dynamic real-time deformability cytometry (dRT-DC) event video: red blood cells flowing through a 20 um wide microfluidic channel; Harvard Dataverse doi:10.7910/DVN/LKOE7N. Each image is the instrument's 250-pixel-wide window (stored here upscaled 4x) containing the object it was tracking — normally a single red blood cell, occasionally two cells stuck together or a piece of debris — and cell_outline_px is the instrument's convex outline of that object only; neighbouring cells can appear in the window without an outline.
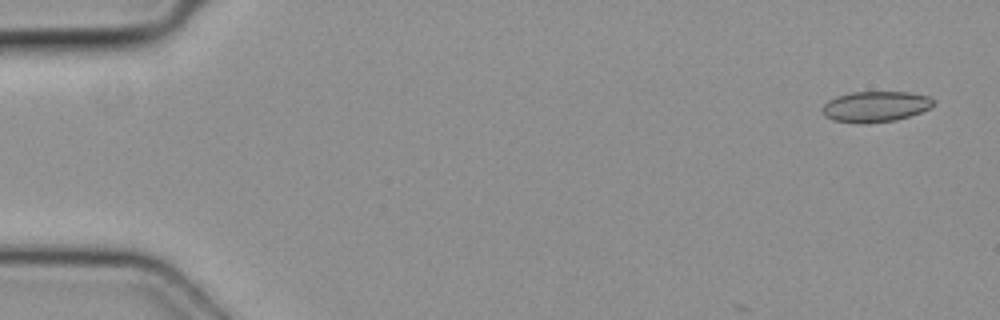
{"species": "common noctule bat (a hibernating species)", "species_latin": "Nyctalus noctula", "temperature_condition": "cold", "stored_images_in_passage": 4, "camera_frame_rate_fps": 3000, "um_per_image_px": 0.085, "animal": {"sex": "female", "body_mass_g": 19.3, "forearm_length_mm": 54.1}, "frame": {"image": 1, "passage_image": 1, "time_ms": 0.0, "image_size_px": [1000, 320], "cell_outline_px": [[936, 104], [920, 112], [896, 120], [868, 124], [860, 124], [832, 120], [824, 116], [824, 104], [828, 100], [836, 96], [852, 92], [908, 92], [928, 96], [936, 100]], "centroid_in_image_um": [74.42, 9.06], "position_along_channel_um": 10.6, "area_um2": 20.0}}